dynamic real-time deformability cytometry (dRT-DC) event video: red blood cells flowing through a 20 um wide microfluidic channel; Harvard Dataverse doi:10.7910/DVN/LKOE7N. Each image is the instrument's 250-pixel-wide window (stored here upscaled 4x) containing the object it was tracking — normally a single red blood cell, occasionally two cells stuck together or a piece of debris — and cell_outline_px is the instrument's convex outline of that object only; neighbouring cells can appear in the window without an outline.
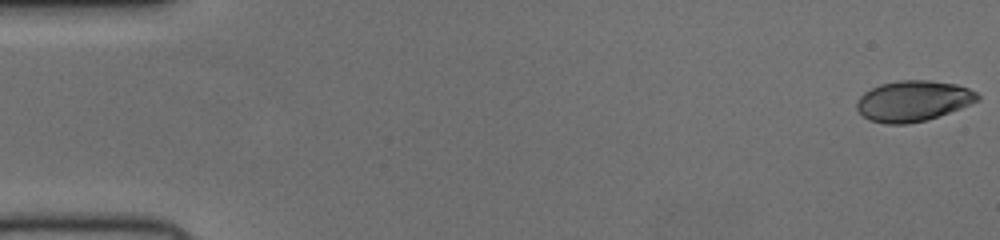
{"species": "human", "species_latin": "Homo sapiens", "temperature_condition": "cold", "stored_images_in_passage": 51, "camera_frame_rate_fps": 3000, "um_per_image_px": 0.085, "donor": {"sex": "female"}, "frame": {"image": 1, "passage_image": 1, "time_ms": 0.0, "image_size_px": [1000, 240], "cell_outline_px": [[980, 100], [960, 108], [928, 120], [908, 124], [884, 124], [868, 120], [856, 108], [856, 100], [864, 92], [880, 84], [900, 80], [932, 80], [956, 84], [968, 88], [976, 92], [980, 96]], "centroid_in_image_um": [77.61, 8.58], "position_along_channel_um": 7.4, "area_um2": 28.84}}
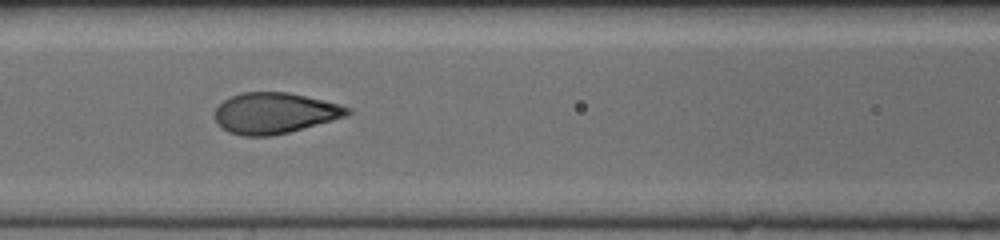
{"frame": {"image": 2, "passage_image": 24, "time_ms": 7.667, "image_size_px": [1000, 240], "cell_outline_px": [[352, 112], [348, 116], [288, 132], [272, 136], [244, 136], [228, 132], [216, 120], [216, 108], [224, 100], [232, 96], [244, 92], [288, 92], [340, 104], [352, 108]], "centroid_in_image_um": [23.39, 9.61], "position_along_channel_um": 143.2, "area_um2": 31.39}}
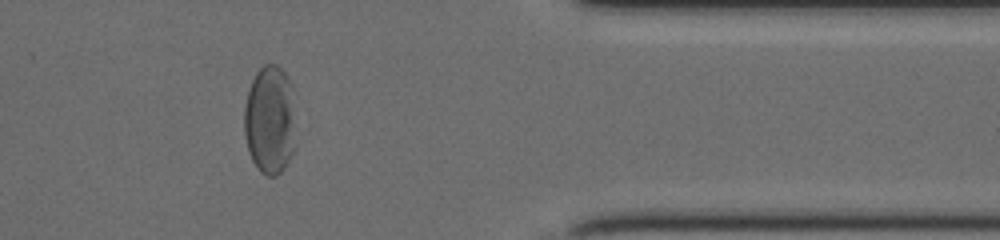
{"frame": {"image": 3, "passage_image": 44, "time_ms": 14.333, "image_size_px": [1000, 240], "cell_outline_px": [[296, 148], [292, 156], [284, 168], [276, 176], [268, 176], [260, 172], [256, 168], [248, 152], [244, 132], [244, 108], [248, 92], [252, 80], [256, 72], [264, 64], [276, 64], [288, 76], [292, 84], [296, 144]], "centroid_in_image_um": [22.96, 10.22], "position_along_channel_um": 388.4, "area_um2": 33.47}}